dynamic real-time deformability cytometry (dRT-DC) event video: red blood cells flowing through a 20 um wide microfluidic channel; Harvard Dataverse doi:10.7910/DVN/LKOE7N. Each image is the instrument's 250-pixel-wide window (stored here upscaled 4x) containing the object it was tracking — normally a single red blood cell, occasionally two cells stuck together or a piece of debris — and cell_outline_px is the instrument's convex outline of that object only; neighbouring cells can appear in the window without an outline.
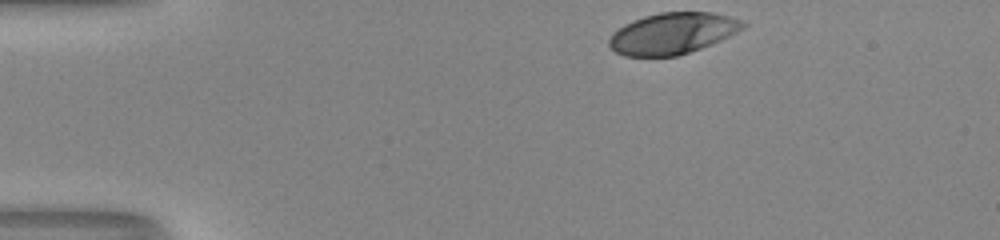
{"species": "human", "species_latin": "Homo sapiens", "temperature_condition": "room temperature", "stored_images_in_passage": 35, "camera_frame_rate_fps": 3000, "um_per_image_px": 0.085, "donor": {"sex": "male"}, "frame": {"image": 1, "passage_image": 1, "time_ms": 0.0, "image_size_px": [1000, 240], "cell_outline_px": [[748, 24], [744, 28], [720, 40], [700, 48], [676, 56], [624, 56], [616, 52], [608, 44], [608, 40], [612, 32], [624, 24], [644, 16], [660, 12], [712, 12], [744, 20]], "centroid_in_image_um": [57.16, 2.83], "position_along_channel_um": 27.8, "area_um2": 32.14}}
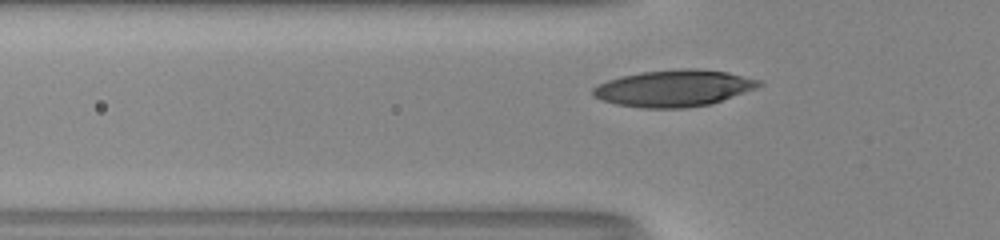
{"frame": {"image": 2, "passage_image": 10, "time_ms": 3.0, "image_size_px": [1000, 240], "cell_outline_px": [[764, 84], [756, 88], [712, 104], [684, 108], [640, 108], [616, 104], [600, 100], [592, 96], [592, 88], [608, 80], [620, 76], [640, 72], [684, 68], [696, 68], [728, 72], [760, 80]], "centroid_in_image_um": [57.27, 7.5], "position_along_channel_um": 68.5, "area_um2": 35.66}}
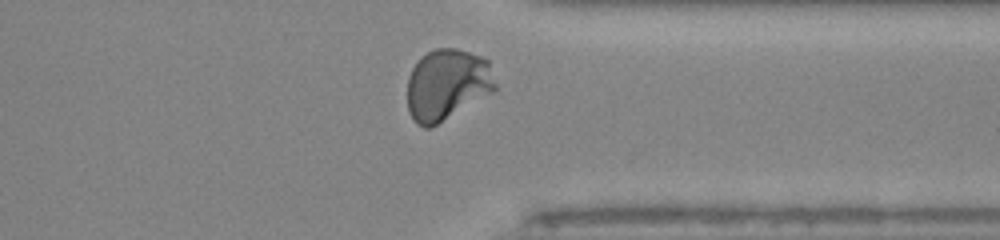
{"frame": {"image": 3, "passage_image": 33, "time_ms": 10.667, "image_size_px": [1000, 240], "cell_outline_px": [[496, 92], [432, 128], [424, 128], [416, 124], [408, 112], [408, 76], [412, 68], [420, 56], [436, 48], [456, 48], [480, 56], [488, 60], [496, 84]], "centroid_in_image_um": [38.01, 7.23], "position_along_channel_um": 373.4, "area_um2": 37.22}, "authors_computed_cell_mechanics": {"area_um2": 34.3332, "velocity_mm_per_s": 4.0088, "shape_relaxation_time_tau1_ms": 4.3457, "shape_relaxation_time_tau2_ms": null, "deformation_change_tau1": 0.2144, "deformation_change_tau2": null}}